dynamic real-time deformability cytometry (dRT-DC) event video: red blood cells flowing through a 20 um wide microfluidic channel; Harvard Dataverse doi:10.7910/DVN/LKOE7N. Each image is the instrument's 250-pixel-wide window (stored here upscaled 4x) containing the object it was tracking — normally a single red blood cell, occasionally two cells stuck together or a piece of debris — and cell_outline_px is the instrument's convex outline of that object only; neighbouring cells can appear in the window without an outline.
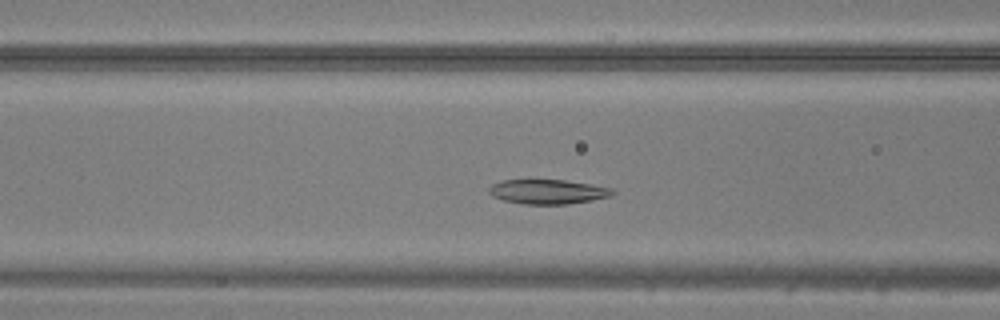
{"species": "common noctule bat (a hibernating species)", "species_latin": "Nyctalus noctula", "temperature_condition": "warm", "stored_images_in_passage": 34, "camera_frame_rate_fps": 3000, "um_per_image_px": 0.085, "animal": {"sex": "male", "body_mass_g": 20.5, "forearm_length_mm": 52.5}, "frame": {"image": 1, "passage_image": 5, "time_ms": 1.333, "image_size_px": [1000, 320], "cell_outline_px": [[616, 192], [612, 196], [592, 200], [568, 204], [524, 204], [504, 200], [492, 196], [488, 192], [488, 188], [492, 184], [500, 180], [564, 180], [612, 188]], "centroid_in_image_um": [46.55, 16.29], "position_along_channel_um": 120.0, "area_um2": 17.63}}
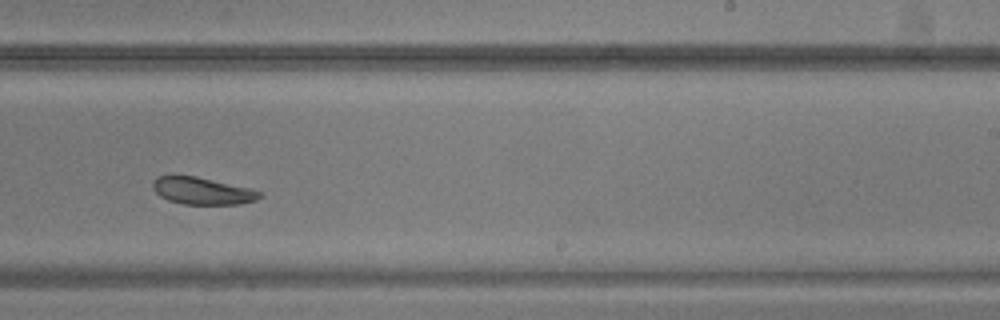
{"frame": {"image": 2, "passage_image": 16, "time_ms": 5.0, "image_size_px": [1000, 320], "cell_outline_px": [[264, 196], [256, 200], [240, 204], [184, 204], [168, 200], [160, 196], [152, 188], [152, 180], [156, 176], [196, 176], [252, 188], [260, 192]], "centroid_in_image_um": [17.21, 16.22], "position_along_channel_um": 271.8, "area_um2": 16.99}}
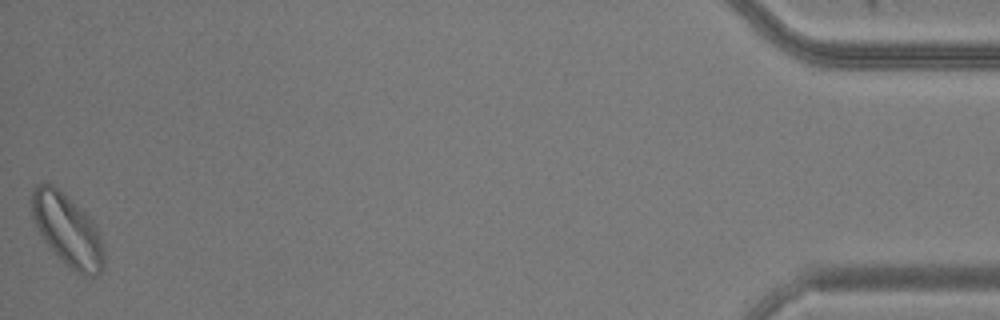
{"frame": {"image": 3, "passage_image": 34, "time_ms": 11.0, "image_size_px": [1000, 320], "cell_outline_px": [[104, 268], [96, 276], [84, 276], [76, 272], [60, 260], [44, 240], [32, 216], [32, 188], [36, 184], [52, 184], [84, 212], [88, 216], [96, 228], [100, 236], [104, 248]], "centroid_in_image_um": [5.75, 19.6], "position_along_channel_um": 429.5, "area_um2": 29.77}}